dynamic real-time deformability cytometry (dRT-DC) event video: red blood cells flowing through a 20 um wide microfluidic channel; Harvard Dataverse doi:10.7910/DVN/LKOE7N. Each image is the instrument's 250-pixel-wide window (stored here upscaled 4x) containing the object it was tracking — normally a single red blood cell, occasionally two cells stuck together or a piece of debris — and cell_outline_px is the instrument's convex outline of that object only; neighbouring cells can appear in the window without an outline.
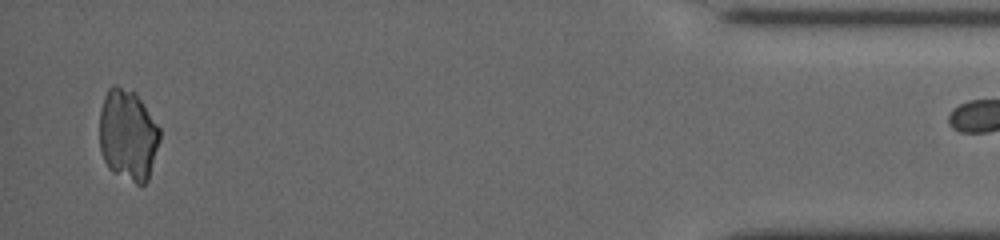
{"species": "common noctule bat (a hibernating species)", "species_latin": "Nyctalus noctula", "temperature_condition": "cold", "stored_images_in_passage": 38, "camera_frame_rate_fps": 3000, "um_per_image_px": 0.085, "animal": {"sex": "female", "body_mass_g": 19.5, "forearm_length_mm": 54.1}, "frame": {"image": 1, "passage_image": 37, "time_ms": 16.0, "image_size_px": [1000, 240], "cell_outline_px": [[160, 140], [148, 180], [140, 188], [112, 172], [108, 168], [104, 160], [100, 148], [100, 112], [104, 96], [108, 88], [112, 84], [116, 84], [136, 92], [160, 128]], "centroid_in_image_um": [10.88, 11.5], "position_along_channel_um": 424.3, "area_um2": 32.66}}